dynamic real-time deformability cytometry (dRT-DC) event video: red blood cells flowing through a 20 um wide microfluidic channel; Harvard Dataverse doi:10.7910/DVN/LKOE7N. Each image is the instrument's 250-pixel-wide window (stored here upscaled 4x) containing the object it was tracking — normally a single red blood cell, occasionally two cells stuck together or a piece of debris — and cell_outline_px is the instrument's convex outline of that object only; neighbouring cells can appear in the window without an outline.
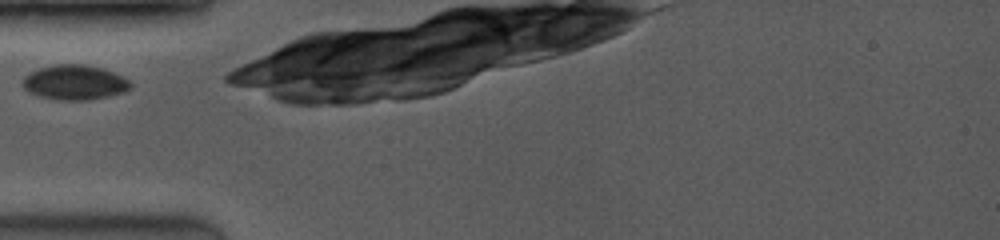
{"species": "common noctule bat (a hibernating species)", "species_latin": "Nyctalus noctula", "temperature_condition": "room temperature", "stored_images_in_passage": 27, "camera_frame_rate_fps": 3500, "um_per_image_px": 0.085, "animal": {"sex": "female", "body_mass_g": 19.0, "forearm_length_mm": 53.3}, "frame": {"image": 1, "passage_image": 1, "time_ms": 0.0, "image_size_px": [1000, 240], "cell_outline_px": [[132, 88], [124, 92], [108, 96], [88, 100], [56, 100], [40, 96], [24, 88], [20, 84], [20, 80], [28, 72], [40, 68], [56, 64], [84, 64], [100, 68], [112, 72], [128, 80], [132, 84]], "centroid_in_image_um": [6.3, 7.0], "position_along_channel_um": 78.7, "area_um2": 21.91}}